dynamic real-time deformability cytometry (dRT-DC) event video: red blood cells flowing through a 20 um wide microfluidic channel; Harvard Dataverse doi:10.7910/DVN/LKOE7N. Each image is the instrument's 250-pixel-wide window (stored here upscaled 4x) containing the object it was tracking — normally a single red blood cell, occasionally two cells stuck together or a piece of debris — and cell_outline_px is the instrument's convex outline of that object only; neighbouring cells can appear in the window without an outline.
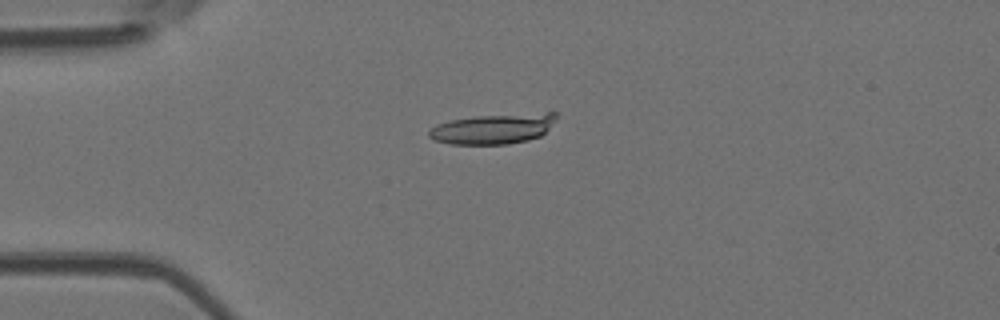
{"species": "Egyptian fruit bat (a non-hibernating species)", "species_latin": "Rousettus aegyptiacus", "temperature_condition": "room temperature", "stored_images_in_passage": 7, "camera_frame_rate_fps": 3000, "um_per_image_px": 0.085, "animal": {"sex": "female"}, "frame": {"image": 1, "passage_image": 3, "time_ms": 0.667, "image_size_px": [1000, 320], "cell_outline_px": [[556, 120], [540, 136], [528, 140], [508, 144], [448, 144], [432, 140], [428, 136], [428, 132], [436, 124], [448, 120], [476, 116], [548, 112], [556, 112]], "centroid_in_image_um": [41.88, 10.95], "position_along_channel_um": 43.1, "area_um2": 22.48}}
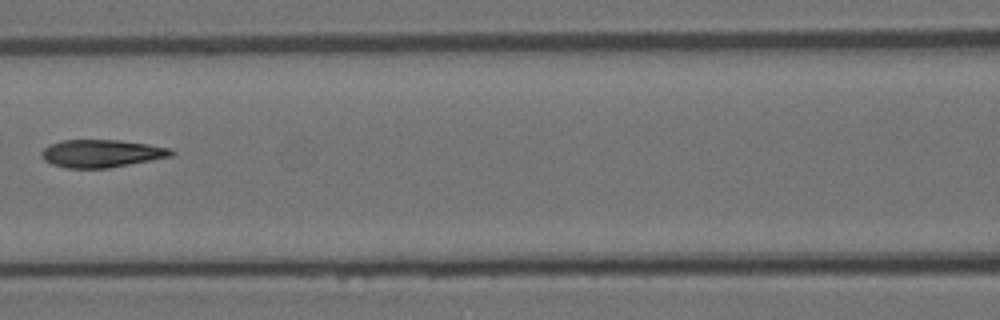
{"frame": {"image": 2, "passage_image": 6, "time_ms": 1.667, "image_size_px": [1000, 320], "cell_outline_px": [[176, 152], [172, 156], [108, 168], [64, 168], [52, 164], [44, 160], [40, 152], [48, 144], [60, 140], [120, 140], [148, 144], [168, 148]], "centroid_in_image_um": [8.59, 13.04], "position_along_channel_um": 158.0, "area_um2": 20.98}}
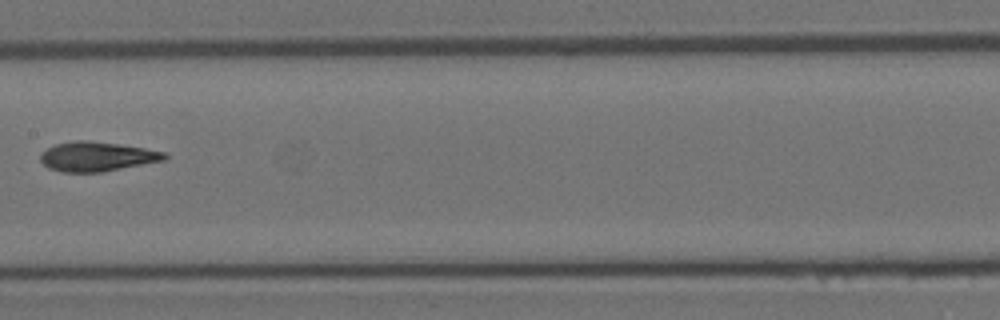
{"frame": {"image": 3, "passage_image": 7, "time_ms": 2.0, "image_size_px": [1000, 320], "cell_outline_px": [[168, 156], [164, 160], [104, 172], [60, 172], [48, 168], [40, 160], [40, 152], [56, 144], [76, 140], [88, 140], [144, 148], [164, 152]], "centroid_in_image_um": [8.2, 13.31], "position_along_channel_um": 199.2, "area_um2": 21.27}}